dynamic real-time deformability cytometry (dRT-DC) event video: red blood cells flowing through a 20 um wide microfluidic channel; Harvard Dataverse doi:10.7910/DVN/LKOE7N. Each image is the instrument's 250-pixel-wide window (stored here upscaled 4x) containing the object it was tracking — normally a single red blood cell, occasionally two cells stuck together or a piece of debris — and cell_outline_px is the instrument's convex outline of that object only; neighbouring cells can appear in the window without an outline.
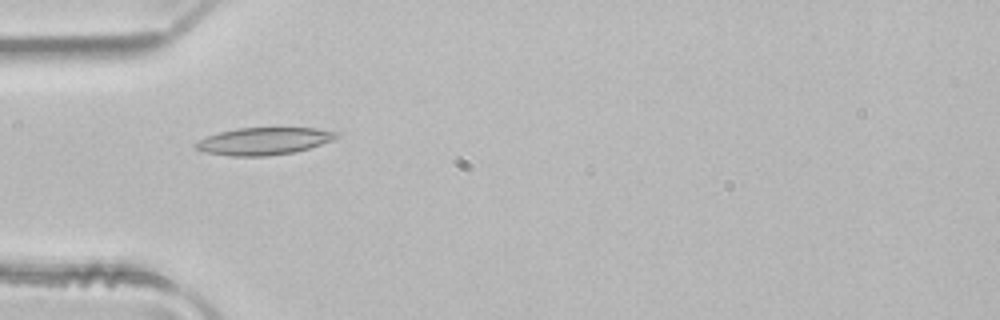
{"species": "common noctule bat (a hibernating species)", "species_latin": "Nyctalus noctula", "temperature_condition": "room temperature", "stored_images_in_passage": 5, "camera_frame_rate_fps": 3000, "um_per_image_px": 0.085, "animal": {"sex": "male", "body_mass_g": 21.5, "forearm_length_mm": 52.0}, "frame": {"image": 1, "passage_image": 4, "time_ms": 1.0, "image_size_px": [1000, 320], "cell_outline_px": [[340, 136], [332, 140], [308, 148], [292, 152], [268, 156], [228, 156], [204, 152], [196, 148], [192, 144], [208, 136], [220, 132], [236, 128], [316, 128], [336, 132]], "centroid_in_image_um": [22.39, 12.0], "position_along_channel_um": 62.6, "area_um2": 22.2}}
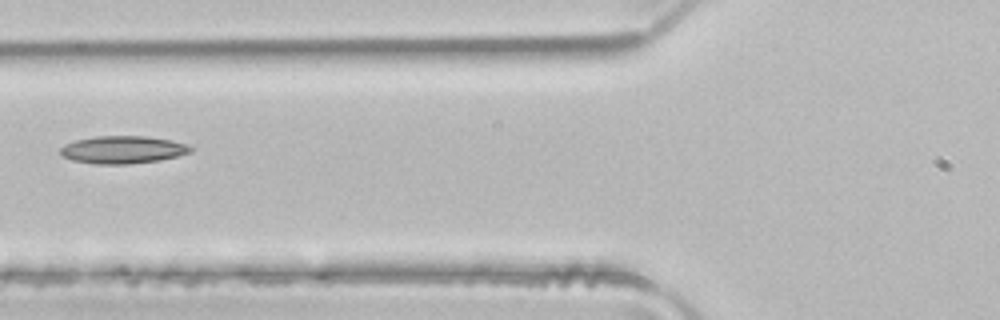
{"frame": {"image": 2, "passage_image": 5, "time_ms": 1.333, "image_size_px": [1000, 320], "cell_outline_px": [[192, 152], [160, 160], [128, 164], [96, 164], [72, 160], [64, 156], [60, 152], [60, 148], [64, 144], [76, 140], [96, 136], [148, 136], [172, 140], [188, 144], [192, 148]], "centroid_in_image_um": [10.46, 12.72], "position_along_channel_um": 115.3, "area_um2": 20.98}}